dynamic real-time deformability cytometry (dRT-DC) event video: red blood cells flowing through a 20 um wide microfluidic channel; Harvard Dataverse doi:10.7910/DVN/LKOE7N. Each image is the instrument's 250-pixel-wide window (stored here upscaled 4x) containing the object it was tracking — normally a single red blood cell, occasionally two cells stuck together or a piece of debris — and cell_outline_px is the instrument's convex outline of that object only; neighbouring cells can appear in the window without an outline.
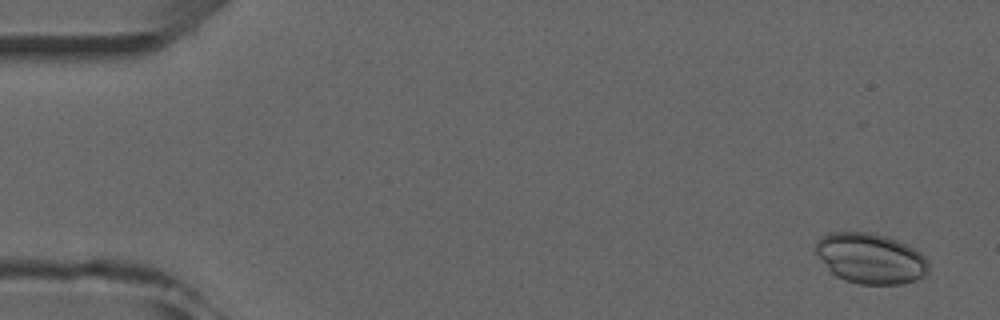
{"species": "common noctule bat (a hibernating species)", "species_latin": "Nyctalus noctula", "temperature_condition": "room temperature", "stored_images_in_passage": 6, "camera_frame_rate_fps": 3000, "um_per_image_px": 0.085, "animal": {"sex": "male", "forearm_length_mm": 52.5}, "frame": {"image": 1, "passage_image": 1, "time_ms": 0.0, "image_size_px": [1000, 320], "cell_outline_px": [[928, 272], [924, 276], [916, 280], [900, 284], [860, 284], [844, 280], [836, 276], [828, 268], [816, 252], [816, 244], [824, 236], [832, 232], [868, 232], [884, 236], [908, 244], [920, 252], [924, 256], [928, 264]], "centroid_in_image_um": [74.03, 21.97], "position_along_channel_um": 11.0, "area_um2": 32.83}}
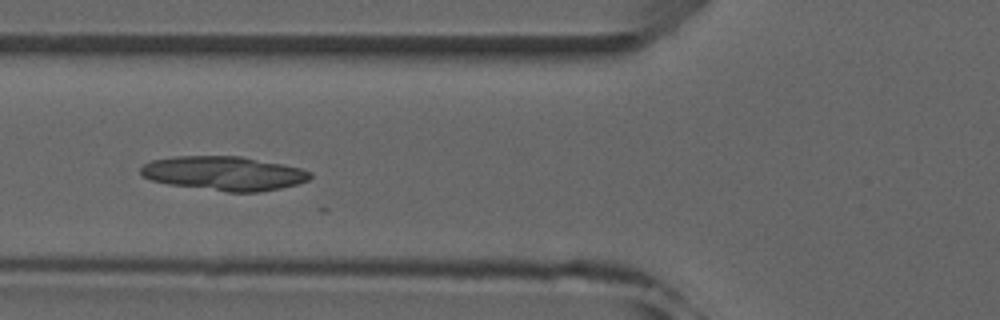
{"frame": {"image": 2, "passage_image": 6, "time_ms": 5.667, "image_size_px": [1000, 320], "cell_outline_px": [[312, 176], [308, 180], [296, 184], [280, 188], [260, 192], [228, 192], [168, 184], [152, 180], [144, 176], [140, 172], [140, 168], [144, 164], [152, 160], [172, 156], [240, 156], [300, 168], [312, 172]], "centroid_in_image_um": [19.02, 14.73], "position_along_channel_um": 106.8, "area_um2": 33.52}}